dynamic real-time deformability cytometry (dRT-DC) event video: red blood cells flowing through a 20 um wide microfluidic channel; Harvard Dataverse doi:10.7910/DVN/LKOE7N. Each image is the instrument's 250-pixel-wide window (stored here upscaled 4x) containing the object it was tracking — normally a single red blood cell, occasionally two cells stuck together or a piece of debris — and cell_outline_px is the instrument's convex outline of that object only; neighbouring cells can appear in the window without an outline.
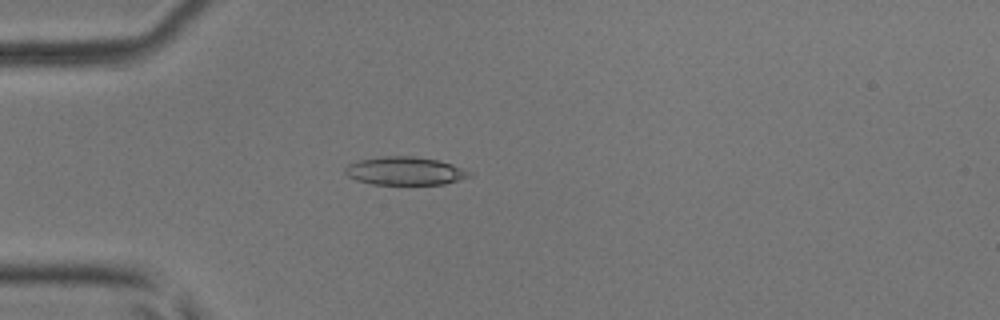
{"species": "common noctule bat (a hibernating species)", "species_latin": "Nyctalus noctula", "temperature_condition": "room temperature", "stored_images_in_passage": 43, "camera_frame_rate_fps": 3000, "um_per_image_px": 0.085, "animal": {"sex": "male", "body_mass_g": 17.9, "forearm_length_mm": 54.2}, "frame": {"image": 1, "passage_image": 14, "time_ms": 4.333, "image_size_px": [1000, 320], "cell_outline_px": [[472, 176], [444, 184], [372, 184], [356, 180], [348, 176], [344, 172], [344, 168], [348, 164], [360, 160], [384, 156], [412, 156], [436, 160], [452, 164], [472, 172]], "centroid_in_image_um": [34.41, 14.53], "position_along_channel_um": 50.6, "area_um2": 20.29}}
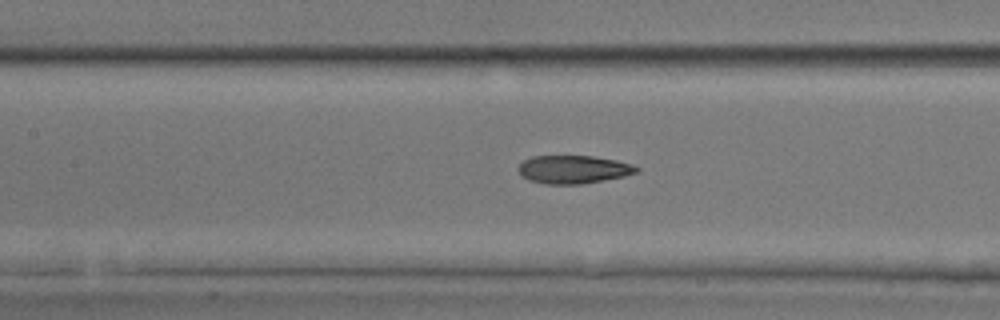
{"frame": {"image": 2, "passage_image": 23, "time_ms": 7.333, "image_size_px": [1000, 320], "cell_outline_px": [[640, 172], [624, 176], [580, 184], [544, 184], [528, 180], [520, 176], [516, 168], [524, 160], [532, 156], [592, 156], [616, 160], [632, 164], [640, 168]], "centroid_in_image_um": [48.71, 14.4], "position_along_channel_um": 158.7, "area_um2": 19.54}}
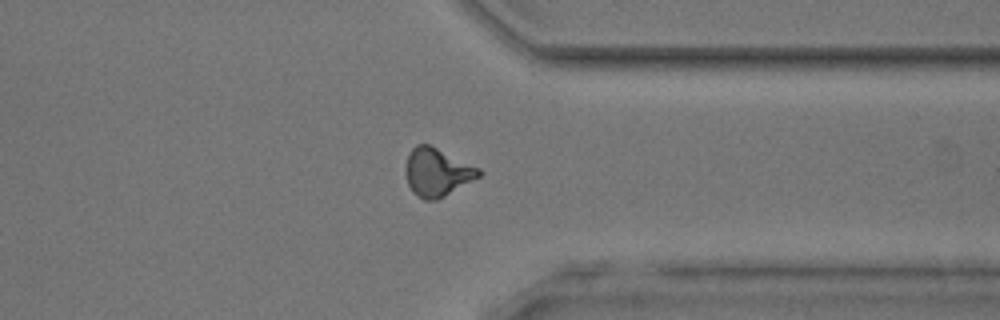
{"frame": {"image": 3, "passage_image": 39, "time_ms": 12.667, "image_size_px": [1000, 320], "cell_outline_px": [[484, 172], [480, 176], [444, 196], [436, 200], [424, 200], [412, 192], [408, 184], [404, 172], [404, 168], [408, 152], [416, 144], [428, 144], [480, 168]], "centroid_in_image_um": [37.12, 14.63], "position_along_channel_um": 374.3, "area_um2": 20.58}, "authors_computed_cell_mechanics": {"area_um2": 20.1722, "velocity_mm_per_s": 4.0899, "shape_relaxation_time_tau1_ms": 4.3306, "shape_relaxation_time_tau2_ms": 2.5779, "deformation_change_tau1": 0.1819, "deformation_change_tau2": 0.1154}}